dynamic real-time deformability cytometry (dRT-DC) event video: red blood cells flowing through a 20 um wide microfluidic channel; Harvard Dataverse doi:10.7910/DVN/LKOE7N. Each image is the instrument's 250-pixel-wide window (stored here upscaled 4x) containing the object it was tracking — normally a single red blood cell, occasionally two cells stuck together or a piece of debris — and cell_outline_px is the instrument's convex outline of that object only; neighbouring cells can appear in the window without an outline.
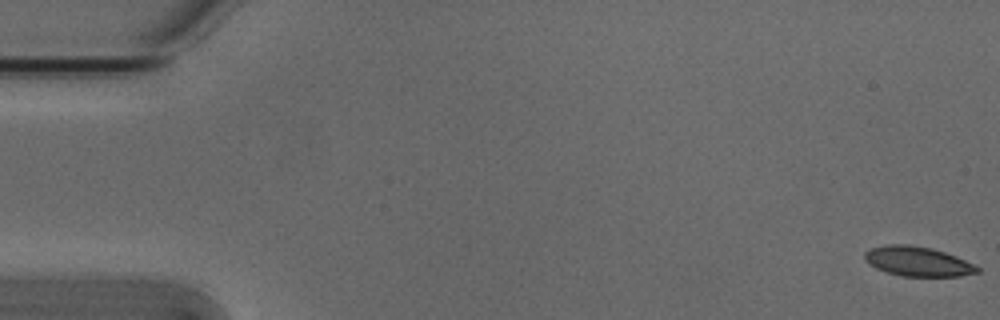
{"species": "Egyptian fruit bat (a non-hibernating species)", "species_latin": "Rousettus aegyptiacus", "temperature_condition": "cold", "stored_images_in_passage": 54, "camera_frame_rate_fps": 3000, "um_per_image_px": 0.085, "animal": {"sex": "male"}, "frame": {"image": 1, "passage_image": 1, "time_ms": 0.0, "image_size_px": [1000, 320], "cell_outline_px": [[980, 272], [960, 276], [900, 276], [876, 268], [868, 264], [864, 260], [864, 252], [872, 248], [888, 244], [908, 244], [932, 248], [956, 256], [980, 268]], "centroid_in_image_um": [77.98, 22.22], "position_along_channel_um": 7.0, "area_um2": 19.42}}
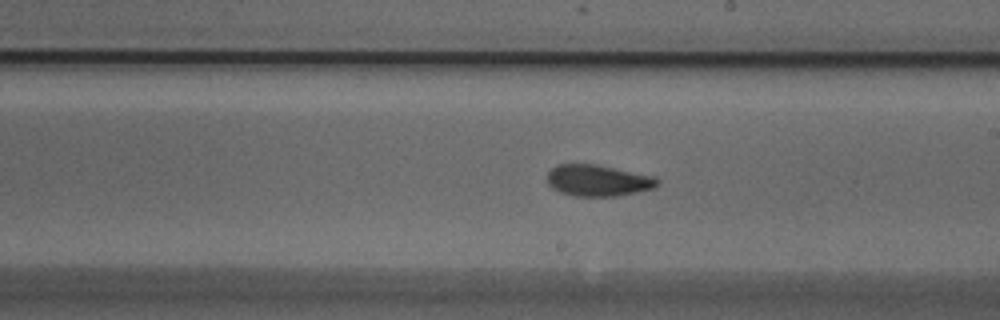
{"frame": {"image": 2, "passage_image": 31, "time_ms": 10.0, "image_size_px": [1000, 320], "cell_outline_px": [[660, 184], [656, 188], [616, 196], [572, 196], [560, 192], [552, 188], [548, 184], [548, 172], [556, 164], [596, 164], [656, 176], [660, 180]], "centroid_in_image_um": [50.87, 15.34], "position_along_channel_um": 238.1, "area_um2": 20.4}}
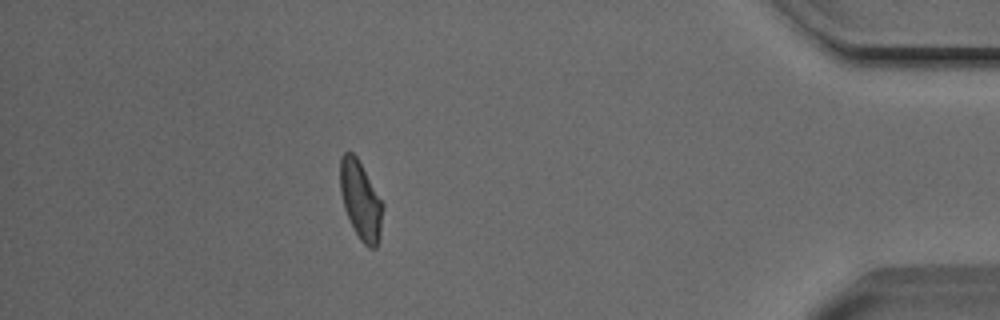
{"frame": {"image": 3, "passage_image": 48, "time_ms": 15.667, "image_size_px": [1000, 320], "cell_outline_px": [[384, 208], [380, 236], [376, 248], [368, 248], [360, 240], [344, 208], [340, 192], [340, 156], [344, 152], [352, 152], [356, 156], [384, 204]], "centroid_in_image_um": [30.66, 17.03], "position_along_channel_um": 404.5, "area_um2": 19.42}, "authors_computed_cell_mechanics": {"area_um2": 20.0566, "velocity_mm_per_s": 3.8116, "shape_relaxation_time_tau1_ms": 4.1575, "shape_relaxation_time_tau2_ms": 2.3251, "deformation_change_tau1": 0.1165, "deformation_change_tau2": 0.0696}}